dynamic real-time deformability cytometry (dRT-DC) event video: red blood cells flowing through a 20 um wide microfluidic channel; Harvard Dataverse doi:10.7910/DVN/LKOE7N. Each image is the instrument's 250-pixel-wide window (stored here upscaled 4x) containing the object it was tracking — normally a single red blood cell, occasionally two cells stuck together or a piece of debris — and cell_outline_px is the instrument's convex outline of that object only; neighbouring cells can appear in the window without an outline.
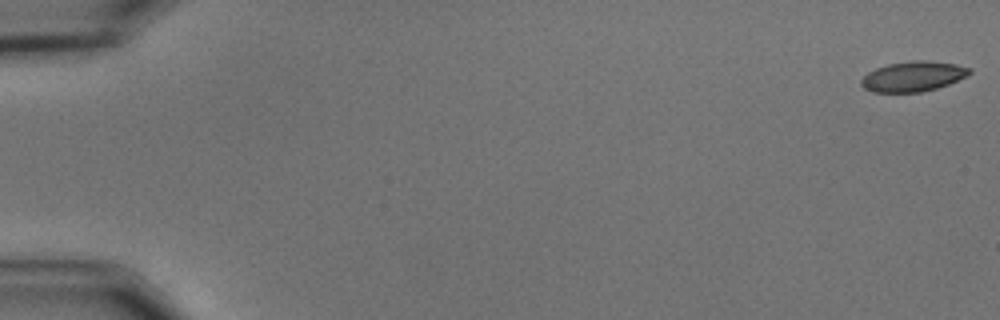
{"species": "common noctule bat (a hibernating species)", "species_latin": "Nyctalus noctula", "temperature_condition": "cold", "stored_images_in_passage": 57, "camera_frame_rate_fps": 3000, "um_per_image_px": 0.085, "animal": {"sex": "male", "body_mass_g": 15.6}, "frame": {"image": 1, "passage_image": 1, "time_ms": 0.0, "image_size_px": [1000, 320], "cell_outline_px": [[972, 72], [968, 76], [948, 84], [936, 88], [920, 92], [872, 92], [864, 88], [860, 84], [860, 80], [868, 72], [876, 68], [888, 64], [912, 60], [928, 60], [956, 64], [972, 68]], "centroid_in_image_um": [77.63, 6.48], "position_along_channel_um": 7.4, "area_um2": 19.13}}
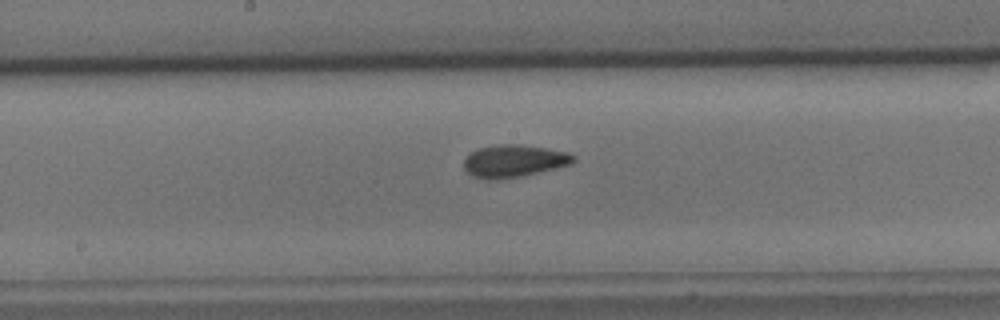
{"frame": {"image": 2, "passage_image": 31, "time_ms": 10.0, "image_size_px": [1000, 320], "cell_outline_px": [[576, 160], [572, 164], [524, 176], [496, 180], [488, 180], [472, 176], [464, 168], [464, 160], [476, 148], [500, 144], [516, 144], [544, 148], [568, 152], [576, 156]], "centroid_in_image_um": [43.7, 13.7], "position_along_channel_um": 204.5, "area_um2": 20.81}}
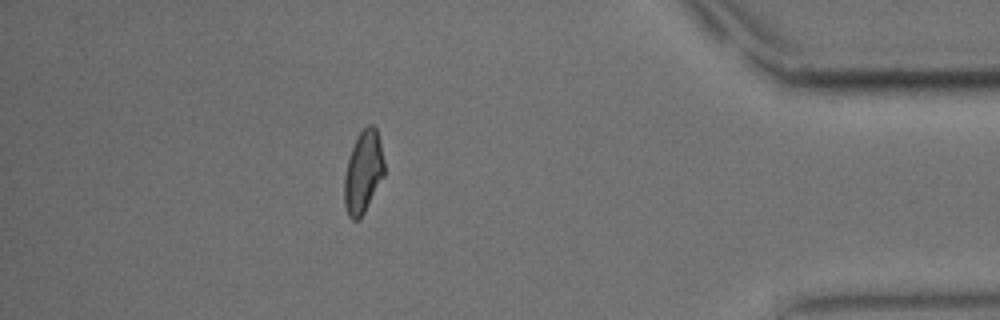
{"frame": {"image": 3, "passage_image": 51, "time_ms": 16.667, "image_size_px": [1000, 320], "cell_outline_px": [[384, 176], [364, 212], [356, 220], [352, 220], [348, 216], [344, 204], [344, 176], [348, 160], [352, 148], [360, 132], [368, 124], [372, 124], [376, 128], [384, 160]], "centroid_in_image_um": [30.87, 14.63], "position_along_channel_um": 404.3, "area_um2": 18.9}, "authors_computed_cell_mechanics": {"area_um2": 19.5942, "velocity_mm_per_s": 3.5585, "shape_relaxation_time_tau1_ms": 6.9105, "shape_relaxation_time_tau2_ms": 2.2743, "deformation_change_tau1": 0.1382, "deformation_change_tau2": 0.0791}}